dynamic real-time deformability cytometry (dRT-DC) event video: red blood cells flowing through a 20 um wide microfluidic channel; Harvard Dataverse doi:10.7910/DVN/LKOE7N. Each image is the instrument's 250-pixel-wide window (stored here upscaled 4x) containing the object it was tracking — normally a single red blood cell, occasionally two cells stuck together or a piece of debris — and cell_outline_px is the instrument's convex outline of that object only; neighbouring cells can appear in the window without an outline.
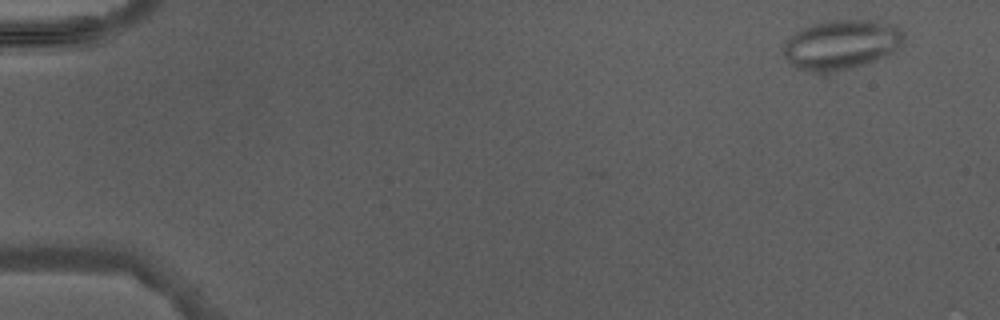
{"species": "Egyptian fruit bat (a non-hibernating species)", "species_latin": "Rousettus aegyptiacus", "temperature_condition": "warm", "stored_images_in_passage": 5, "camera_frame_rate_fps": 3000, "um_per_image_px": 0.085, "animal": {"sex": "male"}, "frame": {"image": 1, "passage_image": 1, "time_ms": 0.0, "image_size_px": [1000, 320], "cell_outline_px": [[904, 40], [892, 52], [876, 60], [852, 68], [820, 72], [812, 72], [796, 68], [784, 56], [784, 44], [796, 32], [804, 28], [828, 20], [876, 20], [896, 24], [904, 32]], "centroid_in_image_um": [71.55, 3.77], "position_along_channel_um": 13.4, "area_um2": 34.45}}
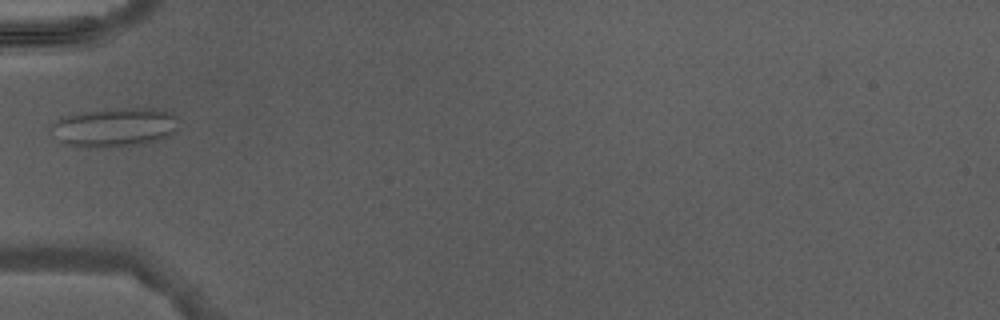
{"frame": {"image": 2, "passage_image": 5, "time_ms": 4.667, "image_size_px": [1000, 320], "cell_outline_px": [[176, 132], [168, 136], [152, 140], [128, 144], [68, 144], [60, 140], [48, 128], [56, 120], [64, 116], [88, 112], [124, 108], [152, 108], [172, 112], [176, 116]], "centroid_in_image_um": [9.78, 10.75], "position_along_channel_um": 75.2, "area_um2": 27.17}}